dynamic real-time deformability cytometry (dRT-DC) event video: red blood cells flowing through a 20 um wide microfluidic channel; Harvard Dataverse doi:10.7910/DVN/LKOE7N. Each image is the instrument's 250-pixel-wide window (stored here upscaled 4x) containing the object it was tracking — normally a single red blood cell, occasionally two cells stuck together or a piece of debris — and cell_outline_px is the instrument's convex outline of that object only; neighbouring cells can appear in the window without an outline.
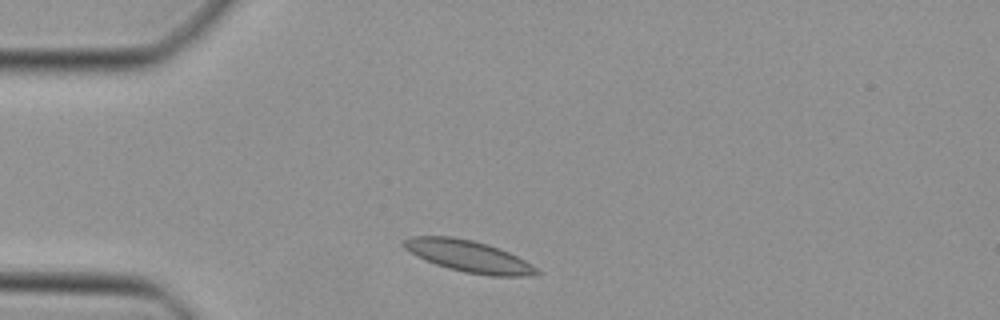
{"species": "Egyptian fruit bat (a non-hibernating species)", "species_latin": "Rousettus aegyptiacus", "temperature_condition": "cold", "stored_images_in_passage": 36, "camera_frame_rate_fps": 3000, "um_per_image_px": 0.085, "animal": {"sex": "female"}, "frame": {"image": 1, "passage_image": 1, "time_ms": 0.0, "image_size_px": [1000, 320], "cell_outline_px": [[540, 272], [528, 276], [488, 276], [464, 272], [448, 268], [436, 264], [416, 256], [404, 248], [400, 244], [404, 240], [412, 236], [452, 236], [472, 240], [488, 244], [500, 248], [524, 260], [536, 268]], "centroid_in_image_um": [39.79, 21.77], "position_along_channel_um": 45.2, "area_um2": 24.45}}
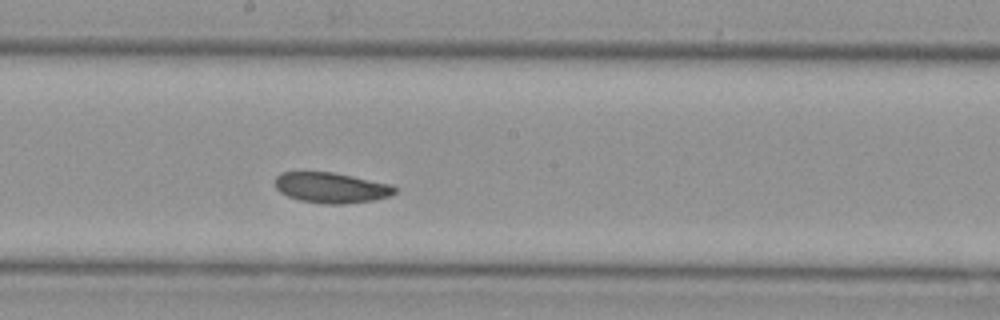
{"frame": {"image": 2, "passage_image": 15, "time_ms": 4.667, "image_size_px": [1000, 320], "cell_outline_px": [[396, 192], [388, 196], [372, 200], [344, 204], [324, 204], [300, 200], [288, 196], [280, 192], [276, 188], [276, 176], [280, 172], [332, 172], [352, 176], [388, 184], [396, 188]], "centroid_in_image_um": [28.11, 15.95], "position_along_channel_um": 220.1, "area_um2": 20.98}}
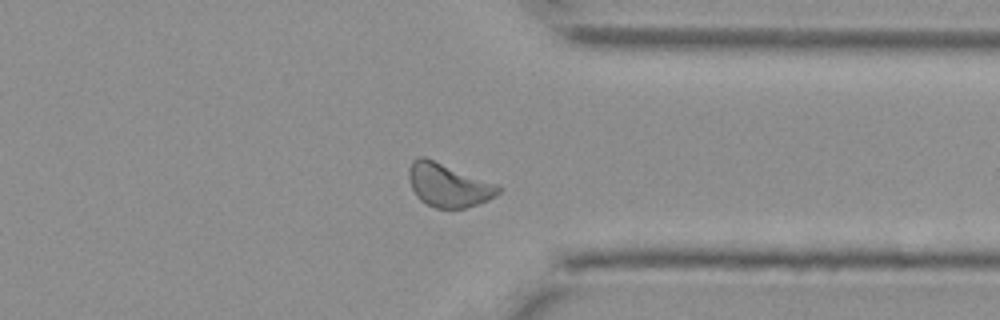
{"frame": {"image": 3, "passage_image": 26, "time_ms": 8.333, "image_size_px": [1000, 320], "cell_outline_px": [[504, 188], [496, 196], [488, 200], [464, 208], [436, 208], [420, 200], [416, 196], [408, 180], [408, 168], [412, 160], [420, 156], [424, 156], [496, 184]], "centroid_in_image_um": [38.09, 15.73], "position_along_channel_um": 373.3, "area_um2": 22.6}}